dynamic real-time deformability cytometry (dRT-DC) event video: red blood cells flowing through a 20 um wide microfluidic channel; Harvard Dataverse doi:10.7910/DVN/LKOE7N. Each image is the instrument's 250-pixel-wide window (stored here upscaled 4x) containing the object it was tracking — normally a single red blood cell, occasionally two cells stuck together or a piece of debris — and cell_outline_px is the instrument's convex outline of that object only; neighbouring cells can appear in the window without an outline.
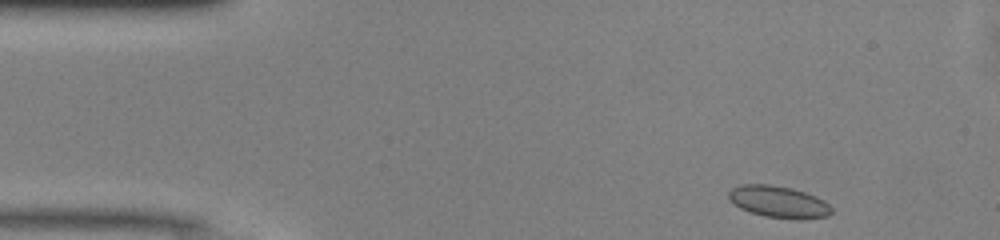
{"species": "common noctule bat (a hibernating species)", "species_latin": "Nyctalus noctula", "temperature_condition": "warm", "stored_images_in_passage": 45, "camera_frame_rate_fps": 3000, "um_per_image_px": 0.085, "animal": {"sex": "male", "body_mass_g": 13.0, "forearm_length_mm": 53.1}, "frame": {"image": 1, "passage_image": 1, "time_ms": 0.0, "image_size_px": [1000, 240], "cell_outline_px": [[832, 212], [828, 216], [804, 220], [796, 220], [764, 216], [740, 208], [728, 200], [728, 192], [732, 188], [740, 184], [772, 184], [792, 188], [816, 196], [824, 200], [832, 208]], "centroid_in_image_um": [66.19, 17.16], "position_along_channel_um": 18.8, "area_um2": 19.36}}
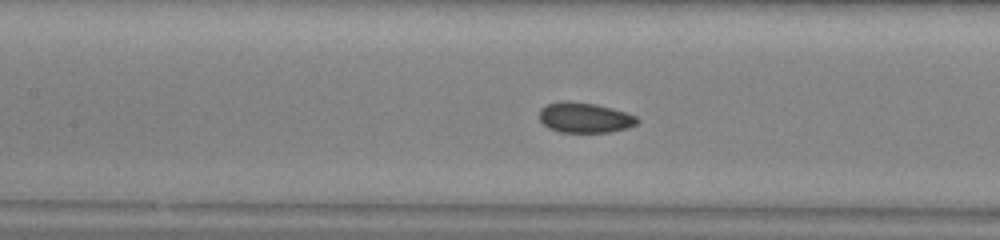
{"frame": {"image": 2, "passage_image": 17, "time_ms": 5.333, "image_size_px": [1000, 240], "cell_outline_px": [[640, 120], [636, 124], [628, 128], [608, 132], [560, 132], [548, 128], [540, 120], [540, 108], [544, 104], [560, 100], [568, 100], [596, 104], [612, 108], [636, 116]], "centroid_in_image_um": [49.67, 9.98], "position_along_channel_um": 157.7, "area_um2": 17.46}}
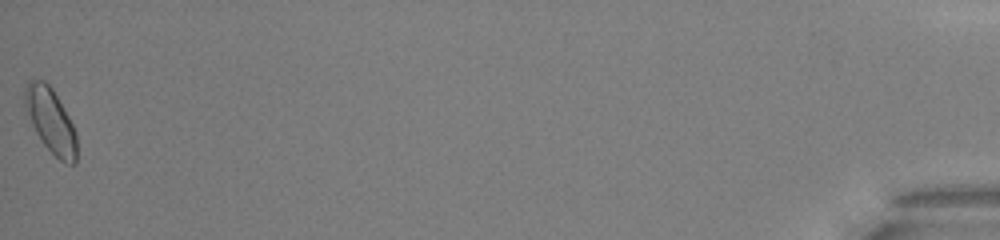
{"frame": {"image": 3, "passage_image": 45, "time_ms": 14.667, "image_size_px": [1000, 240], "cell_outline_px": [[76, 164], [68, 164], [60, 160], [44, 144], [36, 132], [32, 124], [24, 104], [24, 88], [28, 80], [44, 80], [52, 88], [68, 116], [76, 132]], "centroid_in_image_um": [4.3, 10.23], "position_along_channel_um": 430.9, "area_um2": 19.19}, "authors_computed_cell_mechanics": {"area_um2": 17.4556, "velocity_mm_per_s": 4.1062, "shape_relaxation_time_tau1_ms": 3.1373, "shape_relaxation_time_tau2_ms": 1.731, "deformation_change_tau1": 0.0621, "deformation_change_tau2": 0.0508}}